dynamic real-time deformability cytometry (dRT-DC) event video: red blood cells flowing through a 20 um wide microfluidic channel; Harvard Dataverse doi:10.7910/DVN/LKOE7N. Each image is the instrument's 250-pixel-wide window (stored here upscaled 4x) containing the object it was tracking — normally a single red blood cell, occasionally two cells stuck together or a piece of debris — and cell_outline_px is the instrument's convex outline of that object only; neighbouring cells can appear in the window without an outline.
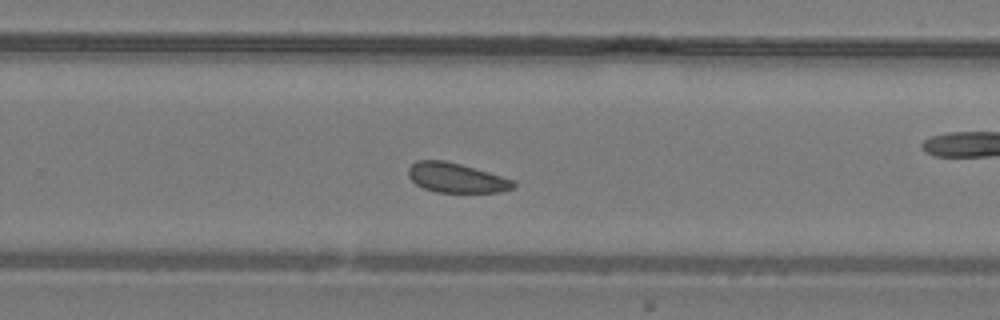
{"species": "common noctule bat (a hibernating species)", "species_latin": "Nyctalus noctula", "temperature_condition": "warm", "stored_images_in_passage": 25, "camera_frame_rate_fps": 3000, "um_per_image_px": 0.085, "animal": {"sex": "male", "body_mass_g": 19.2, "forearm_length_mm": 51.8}, "frame": {"image": 1, "passage_image": 14, "time_ms": 4.333, "image_size_px": [1000, 320], "cell_outline_px": [[516, 184], [512, 188], [500, 192], [436, 192], [424, 188], [416, 184], [408, 176], [408, 168], [416, 160], [444, 160], [460, 164], [516, 180]], "centroid_in_image_um": [38.78, 15.11], "position_along_channel_um": 291.0, "area_um2": 18.09}}